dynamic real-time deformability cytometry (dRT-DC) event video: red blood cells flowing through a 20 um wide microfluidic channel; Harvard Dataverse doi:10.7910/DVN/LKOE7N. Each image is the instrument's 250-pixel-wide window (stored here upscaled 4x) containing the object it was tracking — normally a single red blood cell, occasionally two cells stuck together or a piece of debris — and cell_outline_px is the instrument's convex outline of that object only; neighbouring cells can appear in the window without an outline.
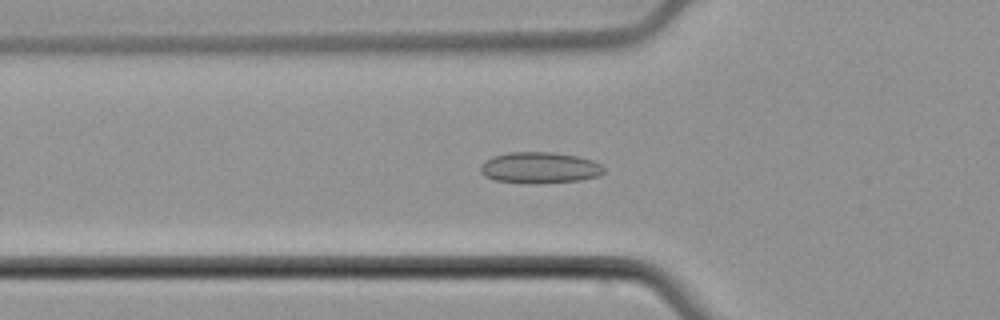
{"species": "common noctule bat (a hibernating species)", "species_latin": "Nyctalus noctula", "temperature_condition": "cold", "stored_images_in_passage": 46, "camera_frame_rate_fps": 3000, "um_per_image_px": 0.085, "animal": {"sex": "male", "body_mass_g": 21.5, "forearm_length_mm": 52.0}, "frame": {"image": 1, "passage_image": 14, "time_ms": 4.333, "image_size_px": [1000, 320], "cell_outline_px": [[604, 172], [600, 176], [580, 180], [536, 184], [528, 184], [496, 180], [484, 176], [480, 172], [480, 164], [492, 156], [508, 152], [552, 152], [580, 156], [592, 160], [600, 164], [604, 168]], "centroid_in_image_um": [45.87, 14.26], "position_along_channel_um": 79.9, "area_um2": 22.77}}
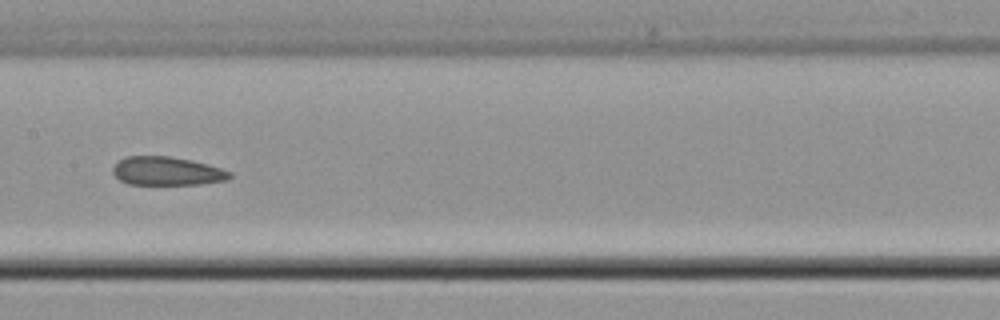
{"frame": {"image": 2, "passage_image": 23, "time_ms": 7.333, "image_size_px": [1000, 320], "cell_outline_px": [[232, 176], [228, 180], [200, 184], [128, 184], [120, 180], [112, 172], [112, 168], [124, 156], [172, 156], [192, 160], [208, 164], [232, 172]], "centroid_in_image_um": [14.21, 14.54], "position_along_channel_um": 193.2, "area_um2": 19.54}}
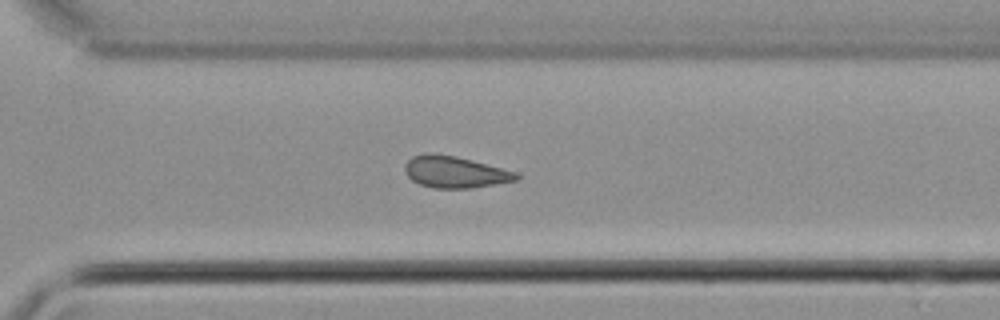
{"frame": {"image": 3, "passage_image": 34, "time_ms": 11.0, "image_size_px": [1000, 320], "cell_outline_px": [[520, 176], [516, 180], [496, 184], [472, 188], [432, 188], [420, 184], [412, 180], [404, 172], [404, 164], [412, 156], [424, 152], [432, 152], [456, 156], [472, 160], [516, 172]], "centroid_in_image_um": [38.61, 14.61], "position_along_channel_um": 332.0, "area_um2": 20.69}, "authors_computed_cell_mechanics": {"area_um2": 20.519, "velocity_mm_per_s": 3.7778, "shape_relaxation_time_tau1_ms": null, "shape_relaxation_time_tau2_ms": 4.8953, "deformation_change_tau1": null, "deformation_change_tau2": 0.1113}}